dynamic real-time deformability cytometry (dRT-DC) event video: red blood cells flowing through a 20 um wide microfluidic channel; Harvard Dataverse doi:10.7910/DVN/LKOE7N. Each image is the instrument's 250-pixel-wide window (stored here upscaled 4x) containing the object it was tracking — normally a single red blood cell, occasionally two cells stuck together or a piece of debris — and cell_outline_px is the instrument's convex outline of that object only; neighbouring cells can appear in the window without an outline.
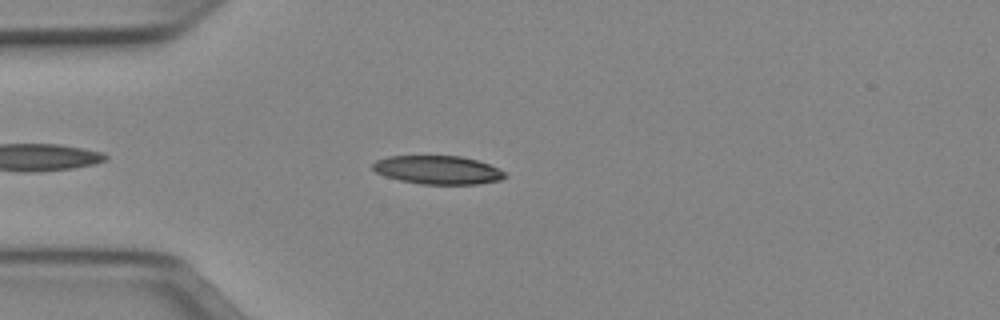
{"species": "Egyptian fruit bat (a non-hibernating species)", "species_latin": "Rousettus aegyptiacus", "temperature_condition": "cold", "stored_images_in_passage": 39, "camera_frame_rate_fps": 3000, "um_per_image_px": 0.085, "animal": {"sex": "female"}, "frame": {"image": 1, "passage_image": 6, "time_ms": 1.667, "image_size_px": [1000, 320], "cell_outline_px": [[508, 176], [500, 180], [476, 184], [420, 184], [400, 180], [384, 176], [376, 172], [372, 168], [372, 164], [376, 160], [388, 156], [460, 156], [476, 160], [488, 164], [504, 172]], "centroid_in_image_um": [37.18, 14.44], "position_along_channel_um": 47.8, "area_um2": 21.85}}
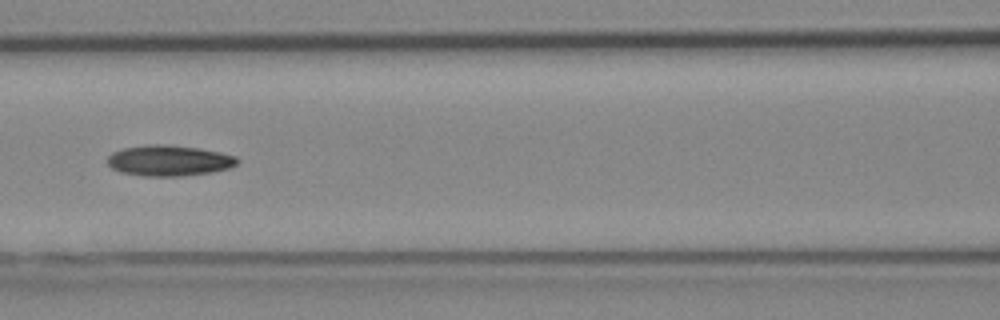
{"frame": {"image": 2, "passage_image": 15, "time_ms": 4.667, "image_size_px": [1000, 320], "cell_outline_px": [[236, 164], [228, 168], [212, 172], [180, 176], [144, 176], [120, 172], [112, 168], [108, 164], [108, 156], [112, 152], [124, 148], [144, 144], [164, 144], [196, 148], [220, 152], [236, 156]], "centroid_in_image_um": [14.32, 13.64], "position_along_channel_um": 152.3, "area_um2": 23.12}}
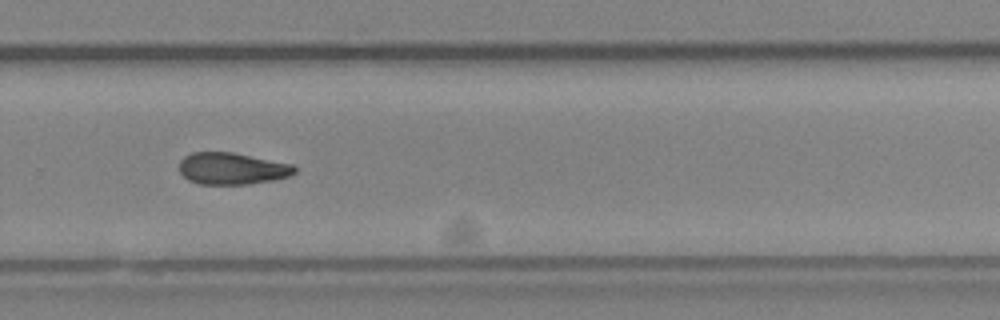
{"frame": {"image": 3, "passage_image": 27, "time_ms": 8.667, "image_size_px": [1000, 320], "cell_outline_px": [[296, 172], [292, 176], [272, 180], [248, 184], [200, 184], [188, 180], [180, 172], [180, 160], [184, 156], [192, 152], [232, 152], [292, 164], [296, 168]], "centroid_in_image_um": [19.73, 14.33], "position_along_channel_um": 310.1, "area_um2": 21.39}}